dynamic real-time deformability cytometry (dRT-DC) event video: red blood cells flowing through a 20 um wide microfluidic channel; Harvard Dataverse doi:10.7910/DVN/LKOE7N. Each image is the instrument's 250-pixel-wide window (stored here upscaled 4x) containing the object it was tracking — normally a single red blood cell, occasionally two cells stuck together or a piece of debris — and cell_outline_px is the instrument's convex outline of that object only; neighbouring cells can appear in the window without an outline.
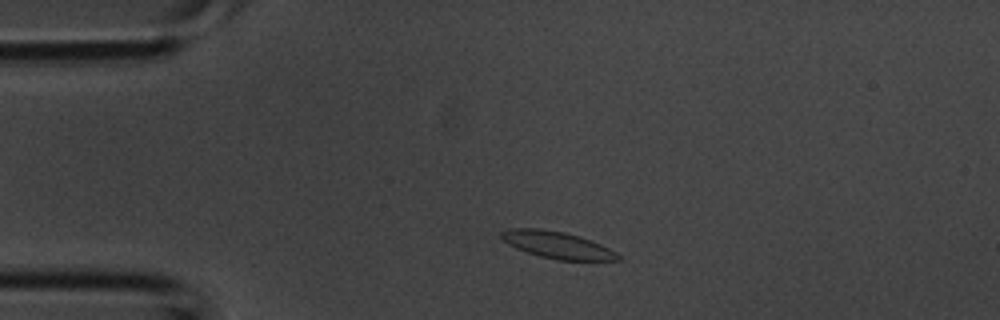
{"species": "common noctule bat (a hibernating species)", "species_latin": "Nyctalus noctula", "temperature_condition": "room temperature", "stored_images_in_passage": 2, "camera_frame_rate_fps": 3000, "um_per_image_px": 0.085, "animal": {"sex": "male", "body_mass_g": 20.1, "forearm_length_mm": 53.5}, "frame": {"image": 1, "passage_image": 1, "time_ms": 0.0, "image_size_px": [1000, 320], "cell_outline_px": [[624, 260], [556, 260], [540, 256], [516, 248], [500, 240], [500, 232], [508, 228], [540, 228], [564, 232], [580, 236], [592, 240], [616, 252]], "centroid_in_image_um": [47.34, 20.81], "position_along_channel_um": 37.7, "area_um2": 18.44}}